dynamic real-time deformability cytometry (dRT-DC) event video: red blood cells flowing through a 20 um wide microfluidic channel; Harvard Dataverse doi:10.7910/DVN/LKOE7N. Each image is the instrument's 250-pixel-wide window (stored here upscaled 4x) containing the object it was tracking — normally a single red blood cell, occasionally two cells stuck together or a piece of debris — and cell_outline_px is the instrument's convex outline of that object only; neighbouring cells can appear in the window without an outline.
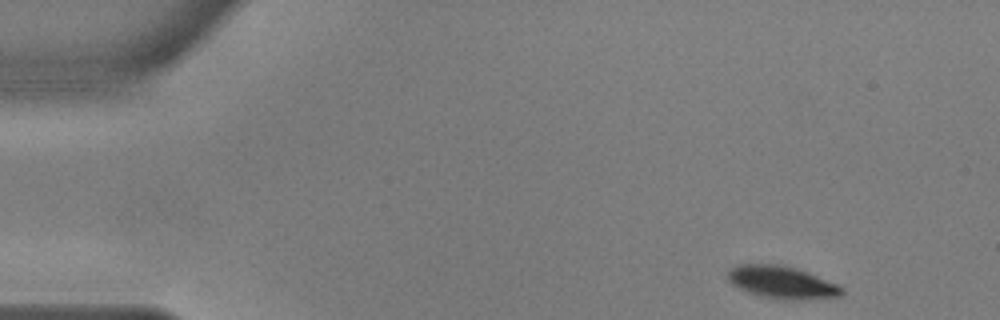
{"species": "common noctule bat (a hibernating species)", "species_latin": "Nyctalus noctula", "temperature_condition": "warm", "stored_images_in_passage": 51, "camera_frame_rate_fps": 3000, "um_per_image_px": 0.085, "animal": {"sex": "male", "body_mass_g": 17.9, "forearm_length_mm": 54.2}, "frame": {"image": 1, "passage_image": 1, "time_ms": 0.0, "image_size_px": [1000, 320], "cell_outline_px": [[844, 292], [840, 296], [764, 296], [748, 292], [732, 284], [728, 280], [728, 272], [732, 268], [740, 264], [776, 264], [796, 268], [808, 272], [840, 284], [844, 288]], "centroid_in_image_um": [66.44, 23.91], "position_along_channel_um": 18.6, "area_um2": 20.23}}
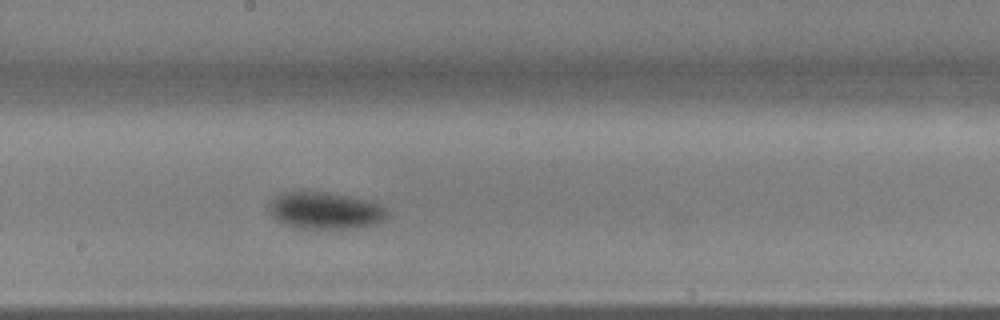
{"frame": {"image": 2, "passage_image": 26, "time_ms": 8.333, "image_size_px": [1000, 320], "cell_outline_px": [[388, 216], [384, 220], [376, 224], [356, 228], [308, 232], [292, 228], [280, 224], [268, 212], [268, 204], [276, 196], [284, 192], [324, 192], [368, 200], [384, 208], [388, 212]], "centroid_in_image_um": [27.56, 17.98], "position_along_channel_um": 220.6, "area_um2": 26.41}}
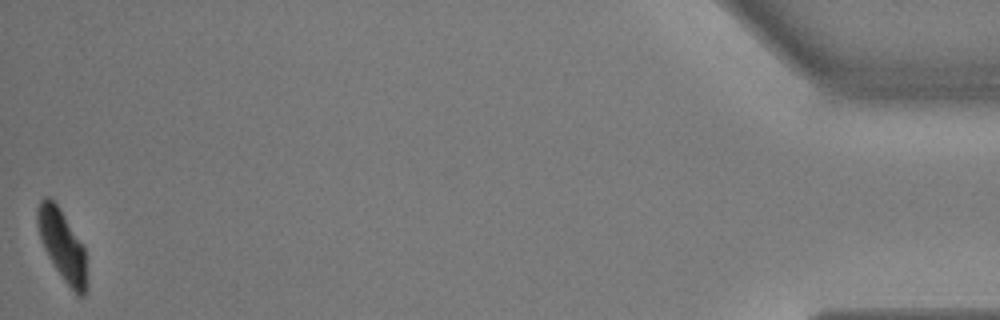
{"frame": {"image": 3, "passage_image": 51, "time_ms": 16.667, "image_size_px": [1000, 320], "cell_outline_px": [[88, 284], [84, 296], [76, 296], [64, 280], [48, 256], [44, 248], [36, 224], [36, 208], [40, 200], [44, 196], [48, 196], [60, 208], [84, 248]], "centroid_in_image_um": [5.29, 20.86], "position_along_channel_um": 429.9, "area_um2": 20.35}, "authors_computed_cell_mechanics": {"area_um2": 23.5246, "velocity_mm_per_s": 3.6049, "shape_relaxation_time_tau1_ms": 2.3721, "shape_relaxation_time_tau2_ms": null, "deformation_change_tau1": 0.1438, "deformation_change_tau2": null}}